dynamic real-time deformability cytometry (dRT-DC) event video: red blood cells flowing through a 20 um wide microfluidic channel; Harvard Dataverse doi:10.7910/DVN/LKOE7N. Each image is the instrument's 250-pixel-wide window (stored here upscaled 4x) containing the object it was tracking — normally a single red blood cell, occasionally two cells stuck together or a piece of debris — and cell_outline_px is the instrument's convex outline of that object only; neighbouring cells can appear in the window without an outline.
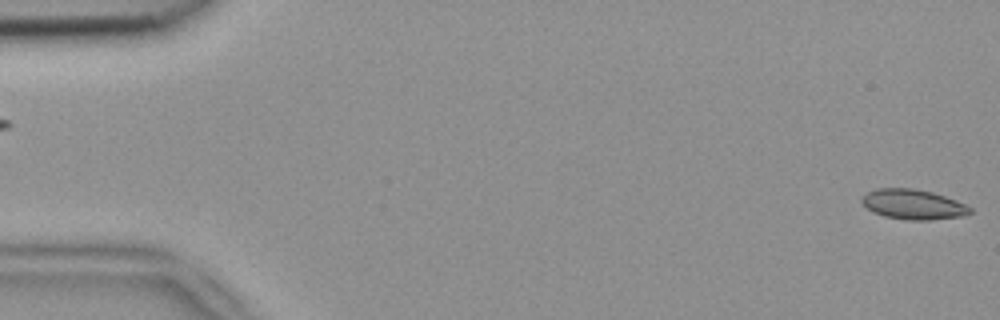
{"species": "common noctule bat (a hibernating species)", "species_latin": "Nyctalus noctula", "temperature_condition": "room temperature", "stored_images_in_passage": 5, "segment_of_instrument_passage": [2, 2], "camera_frame_rate_fps": 3000, "um_per_image_px": 0.085, "animal": {"sex": "female", "body_mass_g": 18.4}, "frame": {"image": 1, "passage_image": 5, "time_ms": 1.333, "image_size_px": [1000, 320], "cell_outline_px": [[972, 212], [964, 216], [928, 220], [908, 220], [884, 216], [872, 212], [860, 200], [860, 196], [876, 188], [912, 188], [932, 192], [956, 200], [972, 208]], "centroid_in_image_um": [77.6, 17.37], "position_along_channel_um": 7.4, "area_um2": 18.96}}